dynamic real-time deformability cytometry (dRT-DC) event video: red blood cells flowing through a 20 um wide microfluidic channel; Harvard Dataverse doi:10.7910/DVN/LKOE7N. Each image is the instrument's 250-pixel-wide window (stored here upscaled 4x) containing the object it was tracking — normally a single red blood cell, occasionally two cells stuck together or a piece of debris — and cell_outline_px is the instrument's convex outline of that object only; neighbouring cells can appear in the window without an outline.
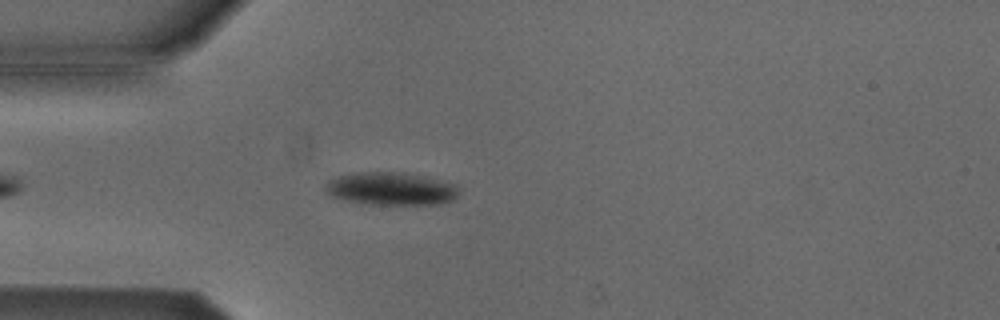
{"species": "Egyptian fruit bat (a non-hibernating species)", "species_latin": "Rousettus aegyptiacus", "temperature_condition": "cold", "stored_images_in_passage": 44, "camera_frame_rate_fps": 3000, "um_per_image_px": 0.085, "animal": {"sex": "male"}, "frame": {"image": 1, "passage_image": 6, "time_ms": 1.667, "image_size_px": [1000, 320], "cell_outline_px": [[460, 192], [452, 200], [440, 204], [368, 204], [348, 200], [332, 196], [324, 188], [324, 184], [328, 180], [336, 176], [352, 172], [404, 172], [424, 176], [456, 184]], "centroid_in_image_um": [33.23, 16.02], "position_along_channel_um": 51.8, "area_um2": 25.66}}
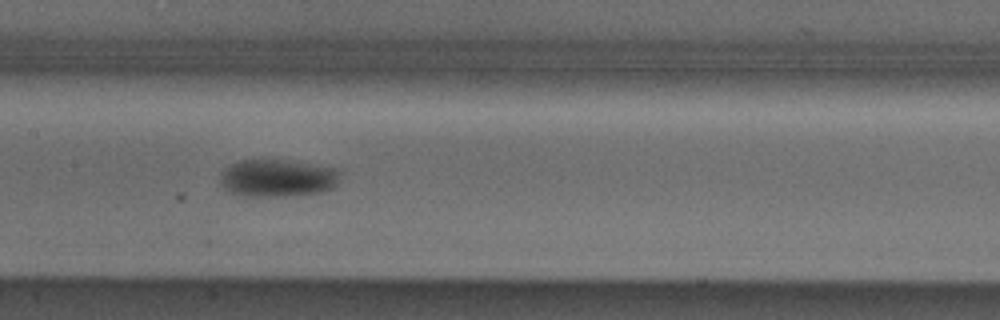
{"frame": {"image": 2, "passage_image": 17, "time_ms": 5.333, "image_size_px": [1000, 320], "cell_outline_px": [[340, 172], [336, 184], [332, 188], [320, 192], [284, 196], [244, 196], [228, 192], [220, 184], [220, 172], [232, 164], [244, 160], [280, 160], [340, 168]], "centroid_in_image_um": [23.57, 15.14], "position_along_channel_um": 183.8, "area_um2": 26.07}}
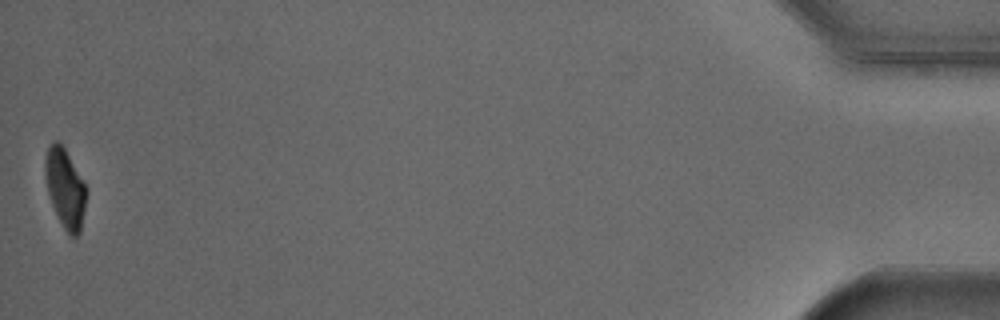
{"frame": {"image": 3, "passage_image": 44, "time_ms": 14.333, "image_size_px": [1000, 320], "cell_outline_px": [[88, 192], [80, 232], [76, 236], [72, 236], [64, 228], [52, 204], [48, 192], [44, 172], [44, 160], [48, 148], [56, 140], [64, 148], [88, 188]], "centroid_in_image_um": [5.56, 16.0], "position_along_channel_um": 429.6, "area_um2": 18.73}, "authors_computed_cell_mechanics": {"area_um2": 24.2471, "velocity_mm_per_s": 3.8497, "shape_relaxation_time_tau1_ms": 6.2869, "shape_relaxation_time_tau2_ms": null, "deformation_change_tau1": 0.1386, "deformation_change_tau2": null}}